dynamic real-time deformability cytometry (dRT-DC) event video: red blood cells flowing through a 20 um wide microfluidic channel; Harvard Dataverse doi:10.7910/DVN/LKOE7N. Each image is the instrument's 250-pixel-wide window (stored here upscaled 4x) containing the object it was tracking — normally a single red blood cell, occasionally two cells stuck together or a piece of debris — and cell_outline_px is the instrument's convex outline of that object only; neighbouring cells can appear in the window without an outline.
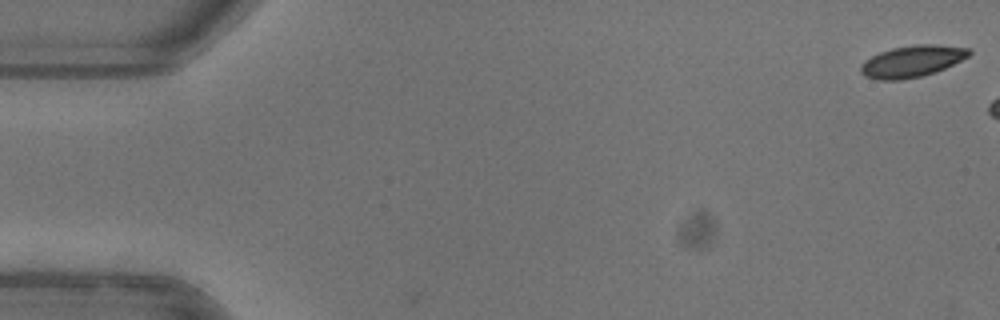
{"species": "common noctule bat (a hibernating species)", "species_latin": "Nyctalus noctula", "temperature_condition": "warm", "stored_images_in_passage": 7, "camera_frame_rate_fps": 3000, "um_per_image_px": 0.085, "animal": {"sex": "female"}, "frame": {"image": 1, "passage_image": 1, "time_ms": 0.0, "image_size_px": [1000, 320], "cell_outline_px": [[972, 52], [968, 56], [936, 72], [920, 76], [900, 80], [880, 80], [864, 76], [860, 72], [860, 64], [864, 60], [880, 52], [892, 48], [916, 44], [932, 44], [968, 48]], "centroid_in_image_um": [77.47, 5.21], "position_along_channel_um": 7.5, "area_um2": 19.83}}